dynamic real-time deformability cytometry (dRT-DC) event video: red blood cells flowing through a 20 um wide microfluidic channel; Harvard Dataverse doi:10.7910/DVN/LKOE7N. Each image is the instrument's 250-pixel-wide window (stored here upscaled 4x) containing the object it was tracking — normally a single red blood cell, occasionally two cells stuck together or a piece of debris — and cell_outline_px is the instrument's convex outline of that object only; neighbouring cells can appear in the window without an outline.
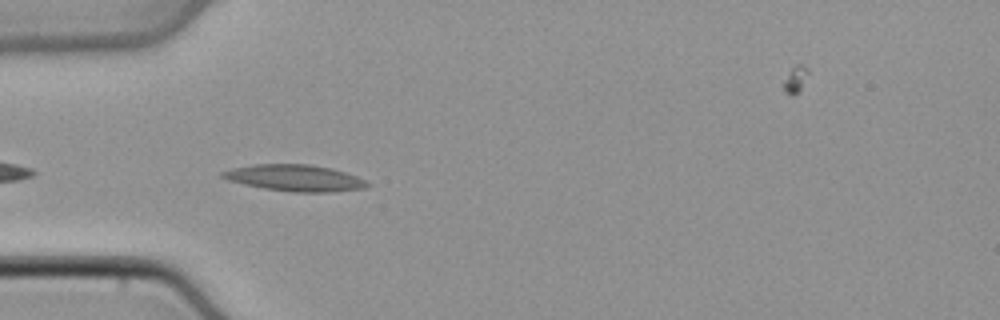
{"species": "common noctule bat (a hibernating species)", "species_latin": "Nyctalus noctula", "temperature_condition": "cold", "stored_images_in_passage": 38, "camera_frame_rate_fps": 3000, "um_per_image_px": 0.085, "animal": {"sex": "male", "body_mass_g": 21.5, "forearm_length_mm": 52.0}, "frame": {"image": 1, "passage_image": 3, "time_ms": 0.667, "image_size_px": [1000, 320], "cell_outline_px": [[372, 184], [364, 188], [332, 192], [292, 192], [264, 188], [244, 184], [228, 180], [220, 176], [220, 172], [232, 168], [256, 164], [308, 164], [332, 168], [368, 180]], "centroid_in_image_um": [25.09, 15.13], "position_along_channel_um": 59.9, "area_um2": 22.37}}
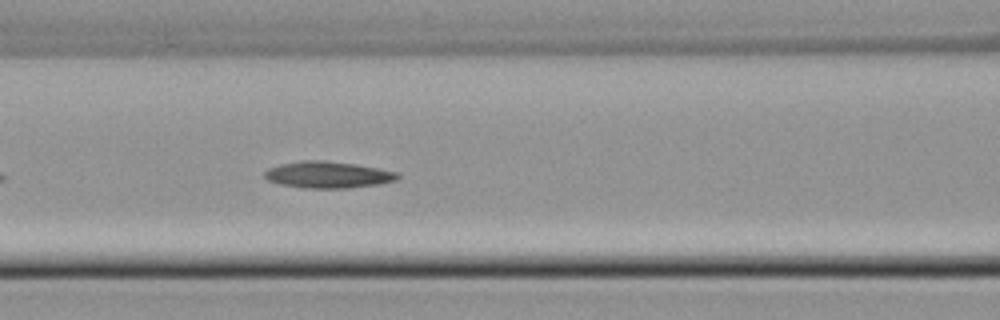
{"frame": {"image": 2, "passage_image": 9, "time_ms": 2.667, "image_size_px": [1000, 320], "cell_outline_px": [[400, 176], [396, 180], [380, 184], [348, 188], [304, 188], [280, 184], [268, 180], [264, 176], [264, 172], [268, 168], [280, 164], [300, 160], [324, 160], [356, 164], [396, 172]], "centroid_in_image_um": [27.85, 14.85], "position_along_channel_um": 138.8, "area_um2": 20.63}}
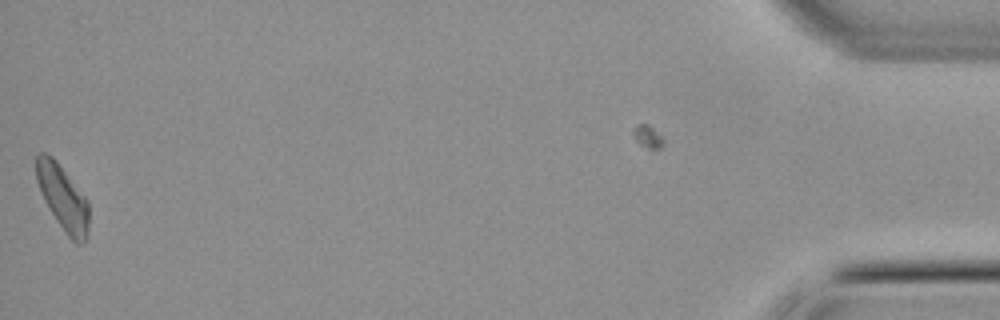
{"frame": {"image": 3, "passage_image": 37, "time_ms": 12.0, "image_size_px": [1000, 320], "cell_outline_px": [[88, 236], [80, 244], [76, 244], [68, 236], [56, 220], [48, 208], [44, 200], [36, 180], [36, 156], [40, 152], [44, 152], [52, 156], [56, 160], [88, 200]], "centroid_in_image_um": [5.33, 16.8], "position_along_channel_um": 429.9, "area_um2": 19.88}}